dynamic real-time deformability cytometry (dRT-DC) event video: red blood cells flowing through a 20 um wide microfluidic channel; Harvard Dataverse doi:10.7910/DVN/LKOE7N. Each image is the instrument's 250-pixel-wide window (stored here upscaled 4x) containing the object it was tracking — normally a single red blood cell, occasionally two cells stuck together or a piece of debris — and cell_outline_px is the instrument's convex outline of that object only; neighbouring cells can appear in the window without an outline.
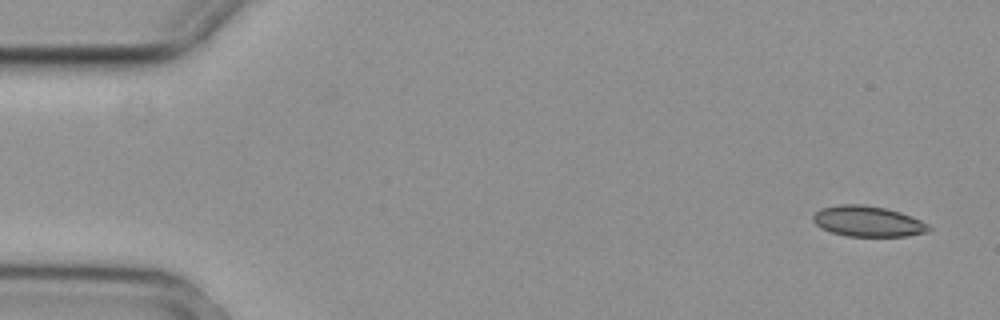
{"species": "common noctule bat (a hibernating species)", "species_latin": "Nyctalus noctula", "temperature_condition": "cold", "stored_images_in_passage": 2, "camera_frame_rate_fps": 3000, "um_per_image_px": 0.085, "animal": {"sex": "female", "body_mass_g": 29.2, "forearm_length_mm": 56.3}, "frame": {"image": 1, "passage_image": 2, "time_ms": 0.333, "image_size_px": [1000, 320], "cell_outline_px": [[932, 228], [928, 232], [908, 236], [848, 236], [832, 232], [820, 228], [812, 220], [812, 216], [820, 208], [840, 204], [864, 204], [884, 208], [900, 212], [912, 216], [928, 224]], "centroid_in_image_um": [73.77, 18.81], "position_along_channel_um": 11.2, "area_um2": 20.75}}